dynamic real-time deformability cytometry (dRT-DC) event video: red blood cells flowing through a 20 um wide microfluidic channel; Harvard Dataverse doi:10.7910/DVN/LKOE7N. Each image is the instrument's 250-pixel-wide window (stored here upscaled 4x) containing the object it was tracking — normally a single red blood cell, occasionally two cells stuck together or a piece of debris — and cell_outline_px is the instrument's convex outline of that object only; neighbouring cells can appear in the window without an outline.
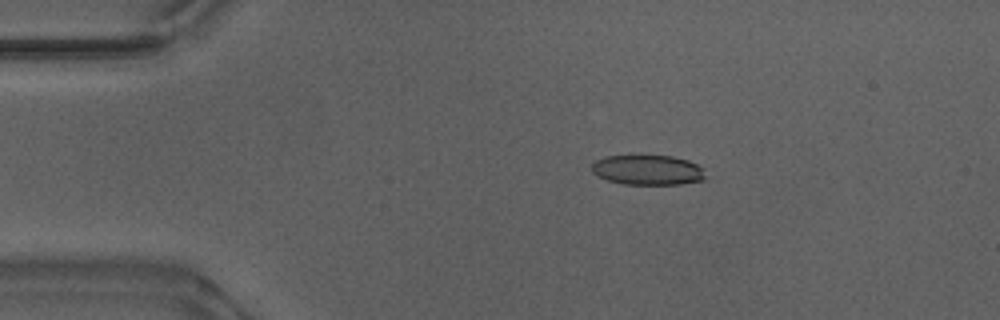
{"species": "Egyptian fruit bat (a non-hibernating species)", "species_latin": "Rousettus aegyptiacus", "temperature_condition": "warm", "stored_images_in_passage": 48, "camera_frame_rate_fps": 3000, "um_per_image_px": 0.085, "animal": {"sex": "male"}, "frame": {"image": 1, "passage_image": 5, "time_ms": 1.333, "image_size_px": [1000, 320], "cell_outline_px": [[704, 180], [680, 184], [624, 184], [608, 180], [596, 176], [592, 172], [592, 164], [596, 160], [604, 156], [636, 152], [640, 152], [672, 156], [688, 160], [704, 168]], "centroid_in_image_um": [55.01, 14.38], "position_along_channel_um": 30.0, "area_um2": 20.87}}
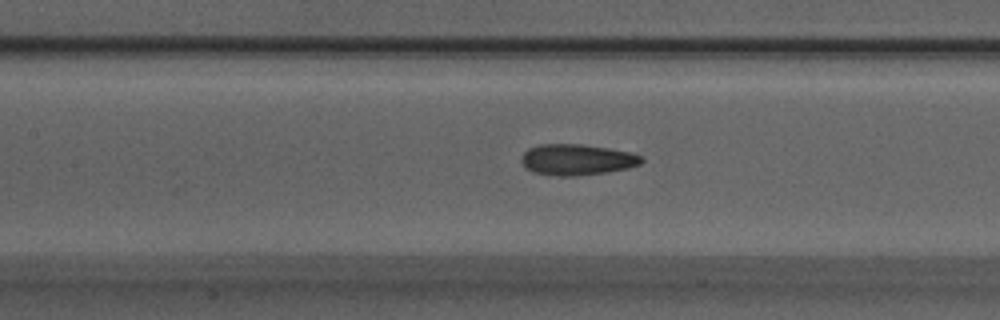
{"frame": {"image": 2, "passage_image": 19, "time_ms": 6.0, "image_size_px": [1000, 320], "cell_outline_px": [[644, 160], [640, 164], [628, 168], [608, 172], [576, 176], [556, 176], [532, 172], [524, 168], [520, 160], [524, 152], [528, 148], [540, 144], [580, 144], [608, 148], [632, 152], [640, 156]], "centroid_in_image_um": [49.01, 13.57], "position_along_channel_um": 158.4, "area_um2": 21.91}}
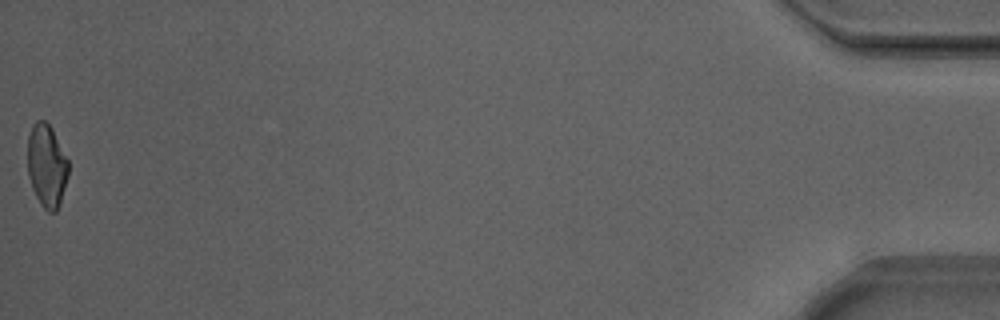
{"frame": {"image": 3, "passage_image": 48, "time_ms": 15.667, "image_size_px": [1000, 320], "cell_outline_px": [[68, 176], [60, 204], [56, 212], [48, 212], [40, 204], [32, 188], [28, 176], [28, 136], [32, 124], [36, 120], [44, 120], [52, 128], [68, 160]], "centroid_in_image_um": [3.97, 14.09], "position_along_channel_um": 431.2, "area_um2": 19.83}, "authors_computed_cell_mechanics": {"area_um2": 20.8947, "velocity_mm_per_s": 3.892, "shape_relaxation_time_tau1_ms": 6.0545, "shape_relaxation_time_tau2_ms": 2.3547, "deformation_change_tau1": 0.1525, "deformation_change_tau2": 0.1015}}